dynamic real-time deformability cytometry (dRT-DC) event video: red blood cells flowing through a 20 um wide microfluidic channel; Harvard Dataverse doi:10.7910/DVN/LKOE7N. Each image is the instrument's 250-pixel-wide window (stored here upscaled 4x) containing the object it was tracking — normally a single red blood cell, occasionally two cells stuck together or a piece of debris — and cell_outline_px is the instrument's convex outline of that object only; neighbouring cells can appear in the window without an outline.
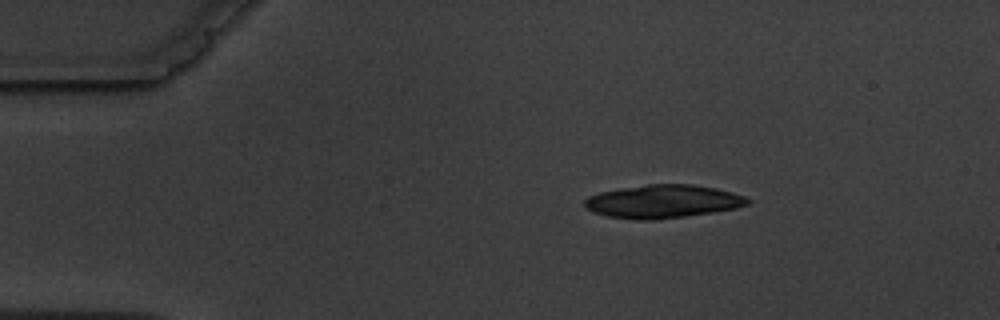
{"species": "common noctule bat (a hibernating species)", "species_latin": "Nyctalus noctula", "temperature_condition": "warm", "stored_images_in_passage": 3, "camera_frame_rate_fps": 3000, "um_per_image_px": 0.085, "animal": {"sex": "male", "body_mass_g": 19.5, "forearm_length_mm": 54.6}, "frame": {"image": 1, "passage_image": 1, "time_ms": 0.0, "image_size_px": [1000, 320], "cell_outline_px": [[752, 200], [748, 204], [736, 208], [712, 212], [656, 220], [636, 220], [608, 216], [592, 212], [584, 204], [584, 200], [588, 196], [600, 192], [620, 188], [648, 184], [692, 184], [716, 188], [732, 192], [744, 196]], "centroid_in_image_um": [56.34, 17.12], "position_along_channel_um": 28.7, "area_um2": 31.56}}